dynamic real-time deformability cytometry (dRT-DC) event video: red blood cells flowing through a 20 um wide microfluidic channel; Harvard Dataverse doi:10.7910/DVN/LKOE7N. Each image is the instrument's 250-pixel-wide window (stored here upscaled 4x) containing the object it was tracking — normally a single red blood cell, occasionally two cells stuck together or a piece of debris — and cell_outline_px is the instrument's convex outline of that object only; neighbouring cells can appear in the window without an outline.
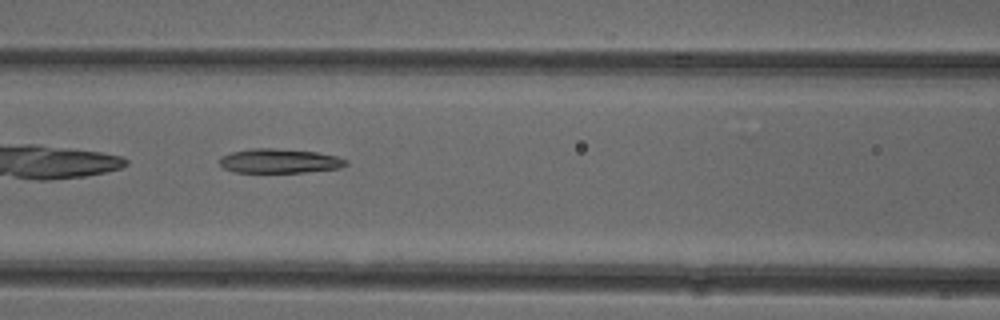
{"species": "common noctule bat (a hibernating species)", "species_latin": "Nyctalus noctula", "temperature_condition": "cold", "stored_images_in_passage": 8, "camera_frame_rate_fps": 3000, "um_per_image_px": 0.085, "animal": {"sex": "female"}, "frame": {"image": 1, "passage_image": 7, "time_ms": 7.0, "image_size_px": [1000, 320], "cell_outline_px": [[348, 164], [340, 168], [304, 172], [236, 172], [224, 168], [216, 160], [220, 156], [232, 152], [252, 148], [276, 148], [316, 152], [336, 156], [348, 160]], "centroid_in_image_um": [23.73, 13.67], "position_along_channel_um": 142.9, "area_um2": 17.98}}
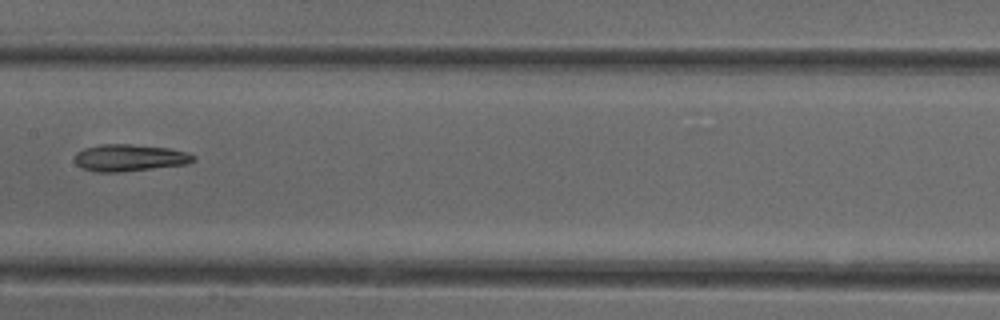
{"frame": {"image": 2, "passage_image": 8, "time_ms": 8.333, "image_size_px": [1000, 320], "cell_outline_px": [[196, 160], [188, 164], [120, 172], [96, 172], [80, 168], [76, 164], [76, 152], [84, 148], [100, 144], [128, 144], [168, 148], [188, 152], [196, 156]], "centroid_in_image_um": [11.02, 13.41], "position_along_channel_um": 196.4, "area_um2": 18.73}}